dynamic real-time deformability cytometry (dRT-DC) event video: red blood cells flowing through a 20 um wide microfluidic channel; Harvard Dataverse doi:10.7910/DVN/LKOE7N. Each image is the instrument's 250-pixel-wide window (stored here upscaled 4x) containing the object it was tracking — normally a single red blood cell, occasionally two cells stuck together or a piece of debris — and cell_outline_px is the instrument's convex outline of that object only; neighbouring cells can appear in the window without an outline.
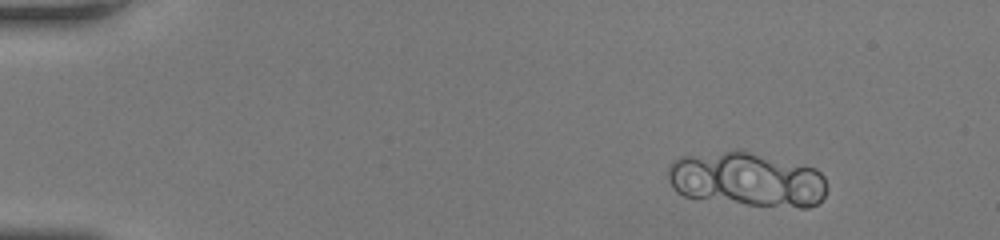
{"species": "human", "species_latin": "Homo sapiens", "temperature_condition": "room temperature", "stored_images_in_passage": 49, "camera_frame_rate_fps": 3000, "um_per_image_px": 0.085, "donor": {"sex": "female"}, "frame": {"image": 1, "passage_image": 6, "time_ms": 1.667, "image_size_px": [1000, 240], "cell_outline_px": [[824, 196], [816, 204], [808, 208], [800, 208], [748, 204], [684, 196], [676, 192], [672, 188], [668, 180], [668, 164], [680, 156], [736, 148], [740, 148], [816, 168], [824, 176]], "centroid_in_image_um": [63.45, 15.21], "position_along_channel_um": 21.6, "area_um2": 51.04}}
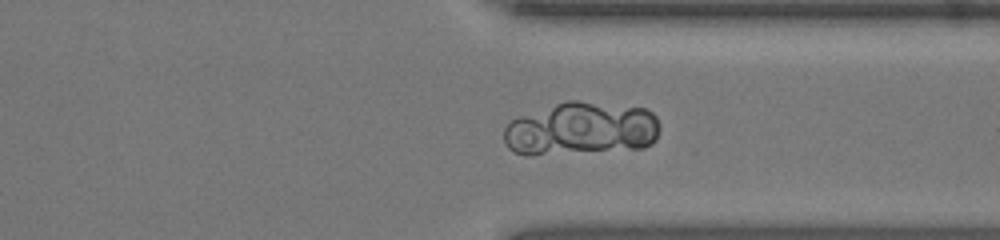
{"frame": {"image": 2, "passage_image": 39, "time_ms": 12.667, "image_size_px": [1000, 240], "cell_outline_px": [[660, 128], [656, 140], [652, 144], [644, 148], [532, 156], [524, 156], [512, 152], [508, 148], [504, 140], [504, 128], [512, 120], [520, 116], [568, 100], [576, 100], [644, 108], [652, 112], [656, 116], [660, 124]], "centroid_in_image_um": [49.41, 10.98], "position_along_channel_um": 362.0, "area_um2": 48.84}}
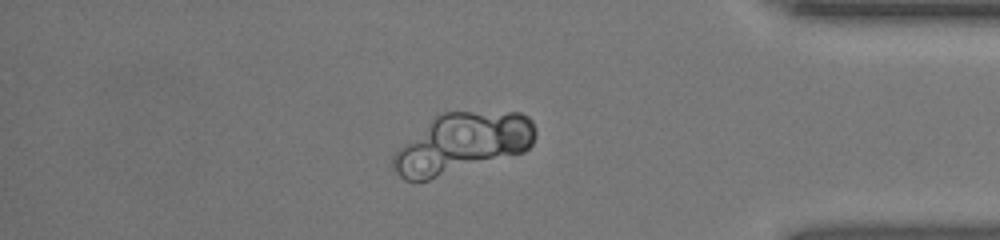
{"frame": {"image": 3, "passage_image": 43, "time_ms": 14.0, "image_size_px": [1000, 240], "cell_outline_px": [[536, 136], [532, 144], [524, 152], [428, 180], [404, 180], [392, 168], [392, 156], [400, 148], [436, 116], [444, 112], [520, 112], [528, 116], [532, 120], [536, 132]], "centroid_in_image_um": [39.34, 12.18], "position_along_channel_um": 395.9, "area_um2": 49.19}}